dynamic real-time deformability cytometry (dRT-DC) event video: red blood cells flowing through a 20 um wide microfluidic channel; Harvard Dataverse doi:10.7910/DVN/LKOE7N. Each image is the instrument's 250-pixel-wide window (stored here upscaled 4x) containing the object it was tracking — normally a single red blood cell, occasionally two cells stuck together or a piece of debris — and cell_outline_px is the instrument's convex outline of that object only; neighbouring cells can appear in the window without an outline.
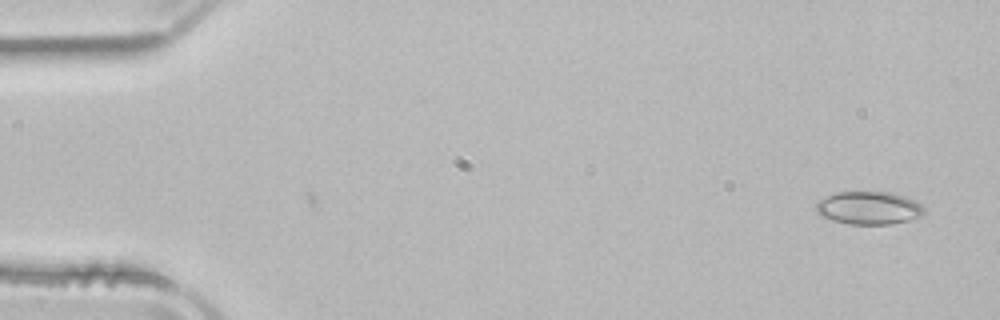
{"species": "common noctule bat (a hibernating species)", "species_latin": "Nyctalus noctula", "temperature_condition": "room temperature", "stored_images_in_passage": 2, "camera_frame_rate_fps": 3000, "um_per_image_px": 0.085, "animal": {"sex": "male", "body_mass_g": 21.5, "forearm_length_mm": 52.0}, "frame": {"image": 1, "passage_image": 2, "time_ms": 0.333, "image_size_px": [1000, 320], "cell_outline_px": [[924, 212], [920, 216], [908, 220], [892, 224], [848, 224], [832, 220], [820, 216], [816, 212], [816, 204], [820, 200], [836, 192], [892, 192], [916, 200], [924, 208]], "centroid_in_image_um": [73.85, 17.68], "position_along_channel_um": 11.2, "area_um2": 20.75}}